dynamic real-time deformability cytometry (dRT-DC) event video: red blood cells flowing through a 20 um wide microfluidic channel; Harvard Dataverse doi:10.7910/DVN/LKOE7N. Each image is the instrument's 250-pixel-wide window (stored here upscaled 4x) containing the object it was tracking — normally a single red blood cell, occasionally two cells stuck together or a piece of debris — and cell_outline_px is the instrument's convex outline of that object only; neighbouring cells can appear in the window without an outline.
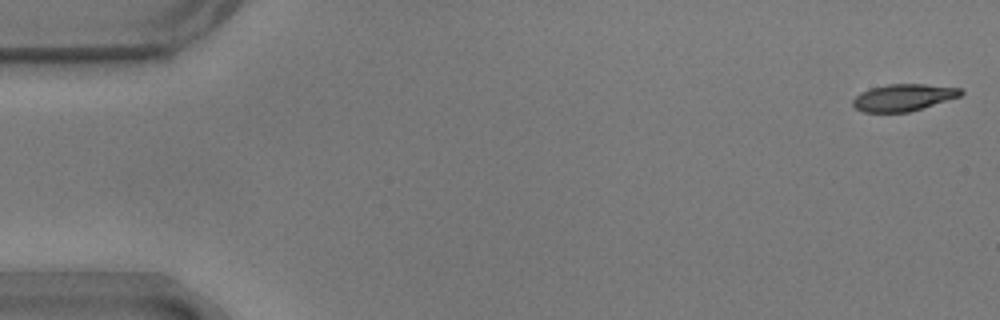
{"species": "common noctule bat (a hibernating species)", "species_latin": "Nyctalus noctula", "temperature_condition": "warm", "stored_images_in_passage": 16, "camera_frame_rate_fps": 3000, "um_per_image_px": 0.085, "animal": {"sex": "male", "body_mass_g": 17.9}, "frame": {"image": 1, "passage_image": 2, "time_ms": 0.333, "image_size_px": [1000, 320], "cell_outline_px": [[964, 92], [960, 96], [908, 112], [864, 112], [856, 108], [852, 104], [852, 100], [860, 92], [872, 88], [888, 84], [924, 84], [960, 88]], "centroid_in_image_um": [76.76, 8.28], "position_along_channel_um": 8.2, "area_um2": 16.7}}
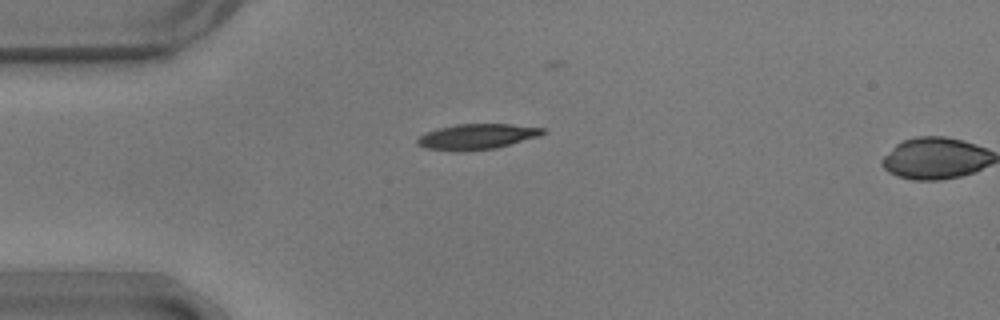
{"frame": {"image": 2, "passage_image": 15, "time_ms": 4.667, "image_size_px": [1000, 320], "cell_outline_px": [[544, 132], [540, 136], [496, 148], [424, 148], [416, 144], [416, 140], [424, 132], [436, 128], [456, 124], [512, 124], [544, 128]], "centroid_in_image_um": [40.56, 11.55], "position_along_channel_um": 44.4, "area_um2": 17.8}}